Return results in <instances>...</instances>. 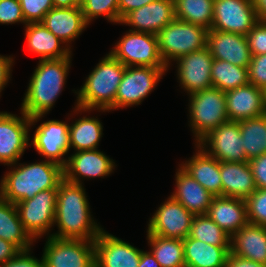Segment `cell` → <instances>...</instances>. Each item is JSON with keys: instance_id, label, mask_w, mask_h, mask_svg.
<instances>
[{"instance_id": "cell-20", "label": "cell", "mask_w": 266, "mask_h": 267, "mask_svg": "<svg viewBox=\"0 0 266 267\" xmlns=\"http://www.w3.org/2000/svg\"><path fill=\"white\" fill-rule=\"evenodd\" d=\"M207 47L214 59L248 68L252 54L245 35L208 30Z\"/></svg>"}, {"instance_id": "cell-43", "label": "cell", "mask_w": 266, "mask_h": 267, "mask_svg": "<svg viewBox=\"0 0 266 267\" xmlns=\"http://www.w3.org/2000/svg\"><path fill=\"white\" fill-rule=\"evenodd\" d=\"M31 249L20 251L14 258L1 264L0 267H44L43 257L31 256Z\"/></svg>"}, {"instance_id": "cell-51", "label": "cell", "mask_w": 266, "mask_h": 267, "mask_svg": "<svg viewBox=\"0 0 266 267\" xmlns=\"http://www.w3.org/2000/svg\"><path fill=\"white\" fill-rule=\"evenodd\" d=\"M54 7L72 8L81 6V0H52Z\"/></svg>"}, {"instance_id": "cell-22", "label": "cell", "mask_w": 266, "mask_h": 267, "mask_svg": "<svg viewBox=\"0 0 266 267\" xmlns=\"http://www.w3.org/2000/svg\"><path fill=\"white\" fill-rule=\"evenodd\" d=\"M58 37L69 49L71 42L82 34L89 25L82 13L81 6L72 8L54 7L41 22Z\"/></svg>"}, {"instance_id": "cell-30", "label": "cell", "mask_w": 266, "mask_h": 267, "mask_svg": "<svg viewBox=\"0 0 266 267\" xmlns=\"http://www.w3.org/2000/svg\"><path fill=\"white\" fill-rule=\"evenodd\" d=\"M0 238L14 244L20 251L31 249L35 240L24 229L14 203L0 197Z\"/></svg>"}, {"instance_id": "cell-38", "label": "cell", "mask_w": 266, "mask_h": 267, "mask_svg": "<svg viewBox=\"0 0 266 267\" xmlns=\"http://www.w3.org/2000/svg\"><path fill=\"white\" fill-rule=\"evenodd\" d=\"M245 202L248 223L266 226V189H256Z\"/></svg>"}, {"instance_id": "cell-21", "label": "cell", "mask_w": 266, "mask_h": 267, "mask_svg": "<svg viewBox=\"0 0 266 267\" xmlns=\"http://www.w3.org/2000/svg\"><path fill=\"white\" fill-rule=\"evenodd\" d=\"M225 95L229 121L239 122L266 114L264 90L253 84L229 90Z\"/></svg>"}, {"instance_id": "cell-11", "label": "cell", "mask_w": 266, "mask_h": 267, "mask_svg": "<svg viewBox=\"0 0 266 267\" xmlns=\"http://www.w3.org/2000/svg\"><path fill=\"white\" fill-rule=\"evenodd\" d=\"M0 112V163L11 165L17 163L26 148L30 146L31 119L24 113Z\"/></svg>"}, {"instance_id": "cell-52", "label": "cell", "mask_w": 266, "mask_h": 267, "mask_svg": "<svg viewBox=\"0 0 266 267\" xmlns=\"http://www.w3.org/2000/svg\"><path fill=\"white\" fill-rule=\"evenodd\" d=\"M264 102H265V106H266V88L264 89Z\"/></svg>"}, {"instance_id": "cell-1", "label": "cell", "mask_w": 266, "mask_h": 267, "mask_svg": "<svg viewBox=\"0 0 266 267\" xmlns=\"http://www.w3.org/2000/svg\"><path fill=\"white\" fill-rule=\"evenodd\" d=\"M84 186L63 179L58 185L54 226L61 239L95 240L103 228L94 221Z\"/></svg>"}, {"instance_id": "cell-12", "label": "cell", "mask_w": 266, "mask_h": 267, "mask_svg": "<svg viewBox=\"0 0 266 267\" xmlns=\"http://www.w3.org/2000/svg\"><path fill=\"white\" fill-rule=\"evenodd\" d=\"M194 215L171 195L150 217L147 233L184 240L190 234Z\"/></svg>"}, {"instance_id": "cell-27", "label": "cell", "mask_w": 266, "mask_h": 267, "mask_svg": "<svg viewBox=\"0 0 266 267\" xmlns=\"http://www.w3.org/2000/svg\"><path fill=\"white\" fill-rule=\"evenodd\" d=\"M230 253L266 265V226L247 223L231 236Z\"/></svg>"}, {"instance_id": "cell-45", "label": "cell", "mask_w": 266, "mask_h": 267, "mask_svg": "<svg viewBox=\"0 0 266 267\" xmlns=\"http://www.w3.org/2000/svg\"><path fill=\"white\" fill-rule=\"evenodd\" d=\"M13 61L14 59L12 56L8 57L0 55V94L8 84L9 80H11Z\"/></svg>"}, {"instance_id": "cell-2", "label": "cell", "mask_w": 266, "mask_h": 267, "mask_svg": "<svg viewBox=\"0 0 266 267\" xmlns=\"http://www.w3.org/2000/svg\"><path fill=\"white\" fill-rule=\"evenodd\" d=\"M71 57L39 60L20 108L31 119L30 126L36 125L54 107L66 84Z\"/></svg>"}, {"instance_id": "cell-50", "label": "cell", "mask_w": 266, "mask_h": 267, "mask_svg": "<svg viewBox=\"0 0 266 267\" xmlns=\"http://www.w3.org/2000/svg\"><path fill=\"white\" fill-rule=\"evenodd\" d=\"M258 21L266 22V0H252Z\"/></svg>"}, {"instance_id": "cell-28", "label": "cell", "mask_w": 266, "mask_h": 267, "mask_svg": "<svg viewBox=\"0 0 266 267\" xmlns=\"http://www.w3.org/2000/svg\"><path fill=\"white\" fill-rule=\"evenodd\" d=\"M222 196L246 200L256 189L249 162H220Z\"/></svg>"}, {"instance_id": "cell-18", "label": "cell", "mask_w": 266, "mask_h": 267, "mask_svg": "<svg viewBox=\"0 0 266 267\" xmlns=\"http://www.w3.org/2000/svg\"><path fill=\"white\" fill-rule=\"evenodd\" d=\"M94 242L96 267H138L143 250L104 229Z\"/></svg>"}, {"instance_id": "cell-37", "label": "cell", "mask_w": 266, "mask_h": 267, "mask_svg": "<svg viewBox=\"0 0 266 267\" xmlns=\"http://www.w3.org/2000/svg\"><path fill=\"white\" fill-rule=\"evenodd\" d=\"M81 9L86 22L104 16L109 22L120 24L118 0H81Z\"/></svg>"}, {"instance_id": "cell-14", "label": "cell", "mask_w": 266, "mask_h": 267, "mask_svg": "<svg viewBox=\"0 0 266 267\" xmlns=\"http://www.w3.org/2000/svg\"><path fill=\"white\" fill-rule=\"evenodd\" d=\"M258 22L252 0H214L210 30L247 33Z\"/></svg>"}, {"instance_id": "cell-16", "label": "cell", "mask_w": 266, "mask_h": 267, "mask_svg": "<svg viewBox=\"0 0 266 267\" xmlns=\"http://www.w3.org/2000/svg\"><path fill=\"white\" fill-rule=\"evenodd\" d=\"M212 57L209 48L188 53L177 59V77L181 88L189 95L212 86Z\"/></svg>"}, {"instance_id": "cell-32", "label": "cell", "mask_w": 266, "mask_h": 267, "mask_svg": "<svg viewBox=\"0 0 266 267\" xmlns=\"http://www.w3.org/2000/svg\"><path fill=\"white\" fill-rule=\"evenodd\" d=\"M150 252L161 267H186L184 261V243L181 239L166 238L147 233Z\"/></svg>"}, {"instance_id": "cell-10", "label": "cell", "mask_w": 266, "mask_h": 267, "mask_svg": "<svg viewBox=\"0 0 266 267\" xmlns=\"http://www.w3.org/2000/svg\"><path fill=\"white\" fill-rule=\"evenodd\" d=\"M168 68L127 66L115 97V110L139 105L155 89Z\"/></svg>"}, {"instance_id": "cell-48", "label": "cell", "mask_w": 266, "mask_h": 267, "mask_svg": "<svg viewBox=\"0 0 266 267\" xmlns=\"http://www.w3.org/2000/svg\"><path fill=\"white\" fill-rule=\"evenodd\" d=\"M19 252L14 244L0 238V265L14 258Z\"/></svg>"}, {"instance_id": "cell-44", "label": "cell", "mask_w": 266, "mask_h": 267, "mask_svg": "<svg viewBox=\"0 0 266 267\" xmlns=\"http://www.w3.org/2000/svg\"><path fill=\"white\" fill-rule=\"evenodd\" d=\"M248 162L251 166L257 189H266V153L254 157Z\"/></svg>"}, {"instance_id": "cell-46", "label": "cell", "mask_w": 266, "mask_h": 267, "mask_svg": "<svg viewBox=\"0 0 266 267\" xmlns=\"http://www.w3.org/2000/svg\"><path fill=\"white\" fill-rule=\"evenodd\" d=\"M156 0H118L119 18L122 20L129 12Z\"/></svg>"}, {"instance_id": "cell-39", "label": "cell", "mask_w": 266, "mask_h": 267, "mask_svg": "<svg viewBox=\"0 0 266 267\" xmlns=\"http://www.w3.org/2000/svg\"><path fill=\"white\" fill-rule=\"evenodd\" d=\"M26 24L41 23L46 13L54 8L52 0H19Z\"/></svg>"}, {"instance_id": "cell-19", "label": "cell", "mask_w": 266, "mask_h": 267, "mask_svg": "<svg viewBox=\"0 0 266 267\" xmlns=\"http://www.w3.org/2000/svg\"><path fill=\"white\" fill-rule=\"evenodd\" d=\"M175 18V3L172 0H156L129 12L120 24L131 26V31L157 35Z\"/></svg>"}, {"instance_id": "cell-6", "label": "cell", "mask_w": 266, "mask_h": 267, "mask_svg": "<svg viewBox=\"0 0 266 267\" xmlns=\"http://www.w3.org/2000/svg\"><path fill=\"white\" fill-rule=\"evenodd\" d=\"M207 33L202 26L176 18L160 30L157 34L159 52L167 68L171 61L205 48Z\"/></svg>"}, {"instance_id": "cell-41", "label": "cell", "mask_w": 266, "mask_h": 267, "mask_svg": "<svg viewBox=\"0 0 266 267\" xmlns=\"http://www.w3.org/2000/svg\"><path fill=\"white\" fill-rule=\"evenodd\" d=\"M26 25L19 0H0V24Z\"/></svg>"}, {"instance_id": "cell-36", "label": "cell", "mask_w": 266, "mask_h": 267, "mask_svg": "<svg viewBox=\"0 0 266 267\" xmlns=\"http://www.w3.org/2000/svg\"><path fill=\"white\" fill-rule=\"evenodd\" d=\"M189 237L214 246H230L231 238L207 214L194 216Z\"/></svg>"}, {"instance_id": "cell-15", "label": "cell", "mask_w": 266, "mask_h": 267, "mask_svg": "<svg viewBox=\"0 0 266 267\" xmlns=\"http://www.w3.org/2000/svg\"><path fill=\"white\" fill-rule=\"evenodd\" d=\"M30 146L38 154L64 167L68 159L64 156L69 148V124L59 120H48L41 123L34 131Z\"/></svg>"}, {"instance_id": "cell-35", "label": "cell", "mask_w": 266, "mask_h": 267, "mask_svg": "<svg viewBox=\"0 0 266 267\" xmlns=\"http://www.w3.org/2000/svg\"><path fill=\"white\" fill-rule=\"evenodd\" d=\"M174 3L176 19L211 29L214 0H176Z\"/></svg>"}, {"instance_id": "cell-47", "label": "cell", "mask_w": 266, "mask_h": 267, "mask_svg": "<svg viewBox=\"0 0 266 267\" xmlns=\"http://www.w3.org/2000/svg\"><path fill=\"white\" fill-rule=\"evenodd\" d=\"M224 267H266V265L238 257L229 252Z\"/></svg>"}, {"instance_id": "cell-5", "label": "cell", "mask_w": 266, "mask_h": 267, "mask_svg": "<svg viewBox=\"0 0 266 267\" xmlns=\"http://www.w3.org/2000/svg\"><path fill=\"white\" fill-rule=\"evenodd\" d=\"M189 96V126L197 144L220 124L229 121L226 109L225 92L211 87Z\"/></svg>"}, {"instance_id": "cell-26", "label": "cell", "mask_w": 266, "mask_h": 267, "mask_svg": "<svg viewBox=\"0 0 266 267\" xmlns=\"http://www.w3.org/2000/svg\"><path fill=\"white\" fill-rule=\"evenodd\" d=\"M26 50L39 56V60L67 58L71 49L49 31L42 23L25 25ZM62 44V45H61Z\"/></svg>"}, {"instance_id": "cell-3", "label": "cell", "mask_w": 266, "mask_h": 267, "mask_svg": "<svg viewBox=\"0 0 266 267\" xmlns=\"http://www.w3.org/2000/svg\"><path fill=\"white\" fill-rule=\"evenodd\" d=\"M18 162L1 179L0 197L11 203L31 199L41 191L58 189L64 179L63 167L50 160L30 164Z\"/></svg>"}, {"instance_id": "cell-23", "label": "cell", "mask_w": 266, "mask_h": 267, "mask_svg": "<svg viewBox=\"0 0 266 267\" xmlns=\"http://www.w3.org/2000/svg\"><path fill=\"white\" fill-rule=\"evenodd\" d=\"M195 146L197 152L189 160L183 161L180 167L213 196H222L220 161L197 144Z\"/></svg>"}, {"instance_id": "cell-17", "label": "cell", "mask_w": 266, "mask_h": 267, "mask_svg": "<svg viewBox=\"0 0 266 267\" xmlns=\"http://www.w3.org/2000/svg\"><path fill=\"white\" fill-rule=\"evenodd\" d=\"M115 167L114 160L98 149L77 151L68 157L67 164L63 167L64 179L81 185L84 178L111 175Z\"/></svg>"}, {"instance_id": "cell-29", "label": "cell", "mask_w": 266, "mask_h": 267, "mask_svg": "<svg viewBox=\"0 0 266 267\" xmlns=\"http://www.w3.org/2000/svg\"><path fill=\"white\" fill-rule=\"evenodd\" d=\"M186 267H224L230 246H214L190 238L183 240Z\"/></svg>"}, {"instance_id": "cell-42", "label": "cell", "mask_w": 266, "mask_h": 267, "mask_svg": "<svg viewBox=\"0 0 266 267\" xmlns=\"http://www.w3.org/2000/svg\"><path fill=\"white\" fill-rule=\"evenodd\" d=\"M249 82L257 88H266V54L251 57L248 66Z\"/></svg>"}, {"instance_id": "cell-40", "label": "cell", "mask_w": 266, "mask_h": 267, "mask_svg": "<svg viewBox=\"0 0 266 267\" xmlns=\"http://www.w3.org/2000/svg\"><path fill=\"white\" fill-rule=\"evenodd\" d=\"M246 39L252 56L266 54V22L258 21L247 33Z\"/></svg>"}, {"instance_id": "cell-25", "label": "cell", "mask_w": 266, "mask_h": 267, "mask_svg": "<svg viewBox=\"0 0 266 267\" xmlns=\"http://www.w3.org/2000/svg\"><path fill=\"white\" fill-rule=\"evenodd\" d=\"M206 214L230 237L248 223L243 199L214 196Z\"/></svg>"}, {"instance_id": "cell-13", "label": "cell", "mask_w": 266, "mask_h": 267, "mask_svg": "<svg viewBox=\"0 0 266 267\" xmlns=\"http://www.w3.org/2000/svg\"><path fill=\"white\" fill-rule=\"evenodd\" d=\"M197 145L220 162L249 161L243 149L239 122L228 121L220 124Z\"/></svg>"}, {"instance_id": "cell-8", "label": "cell", "mask_w": 266, "mask_h": 267, "mask_svg": "<svg viewBox=\"0 0 266 267\" xmlns=\"http://www.w3.org/2000/svg\"><path fill=\"white\" fill-rule=\"evenodd\" d=\"M95 240L49 236L44 246V267H96Z\"/></svg>"}, {"instance_id": "cell-4", "label": "cell", "mask_w": 266, "mask_h": 267, "mask_svg": "<svg viewBox=\"0 0 266 267\" xmlns=\"http://www.w3.org/2000/svg\"><path fill=\"white\" fill-rule=\"evenodd\" d=\"M125 68L126 66L110 53L106 54L86 77L80 90H73L77 95L74 114L92 110H115V97Z\"/></svg>"}, {"instance_id": "cell-7", "label": "cell", "mask_w": 266, "mask_h": 267, "mask_svg": "<svg viewBox=\"0 0 266 267\" xmlns=\"http://www.w3.org/2000/svg\"><path fill=\"white\" fill-rule=\"evenodd\" d=\"M124 34L109 52L115 59L126 67L167 68L159 52L157 35L131 30Z\"/></svg>"}, {"instance_id": "cell-24", "label": "cell", "mask_w": 266, "mask_h": 267, "mask_svg": "<svg viewBox=\"0 0 266 267\" xmlns=\"http://www.w3.org/2000/svg\"><path fill=\"white\" fill-rule=\"evenodd\" d=\"M176 189L171 196L194 216L207 213L213 195L186 173L179 165L175 174Z\"/></svg>"}, {"instance_id": "cell-33", "label": "cell", "mask_w": 266, "mask_h": 267, "mask_svg": "<svg viewBox=\"0 0 266 267\" xmlns=\"http://www.w3.org/2000/svg\"><path fill=\"white\" fill-rule=\"evenodd\" d=\"M239 128L248 160L266 153V114L239 121Z\"/></svg>"}, {"instance_id": "cell-49", "label": "cell", "mask_w": 266, "mask_h": 267, "mask_svg": "<svg viewBox=\"0 0 266 267\" xmlns=\"http://www.w3.org/2000/svg\"><path fill=\"white\" fill-rule=\"evenodd\" d=\"M138 267H161L151 252L142 251Z\"/></svg>"}, {"instance_id": "cell-9", "label": "cell", "mask_w": 266, "mask_h": 267, "mask_svg": "<svg viewBox=\"0 0 266 267\" xmlns=\"http://www.w3.org/2000/svg\"><path fill=\"white\" fill-rule=\"evenodd\" d=\"M57 191H41L31 199L15 204L24 229L35 241L46 234L51 236L49 232L55 221Z\"/></svg>"}, {"instance_id": "cell-31", "label": "cell", "mask_w": 266, "mask_h": 267, "mask_svg": "<svg viewBox=\"0 0 266 267\" xmlns=\"http://www.w3.org/2000/svg\"><path fill=\"white\" fill-rule=\"evenodd\" d=\"M102 135V122L95 117L83 116L69 124V148L76 152L98 149Z\"/></svg>"}, {"instance_id": "cell-34", "label": "cell", "mask_w": 266, "mask_h": 267, "mask_svg": "<svg viewBox=\"0 0 266 267\" xmlns=\"http://www.w3.org/2000/svg\"><path fill=\"white\" fill-rule=\"evenodd\" d=\"M211 81L214 88L223 92L249 84L248 68L214 59L212 63Z\"/></svg>"}]
</instances>
